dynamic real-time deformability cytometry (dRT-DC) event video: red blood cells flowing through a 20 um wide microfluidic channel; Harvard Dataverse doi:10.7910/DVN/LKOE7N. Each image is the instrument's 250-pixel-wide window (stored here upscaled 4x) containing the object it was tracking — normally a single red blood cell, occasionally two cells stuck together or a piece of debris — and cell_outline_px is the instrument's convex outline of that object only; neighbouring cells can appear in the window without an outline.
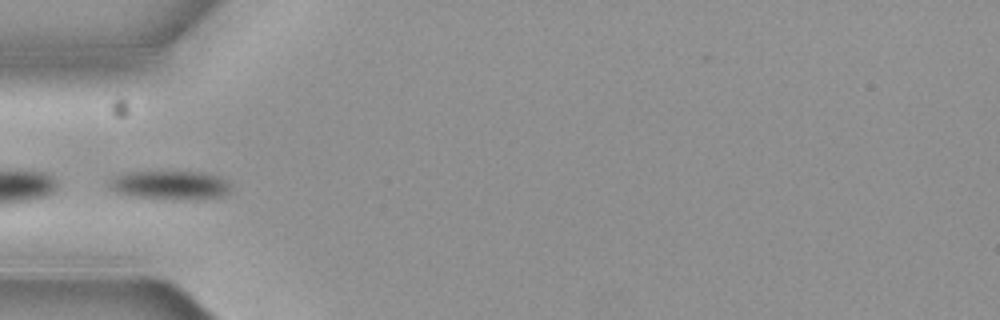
{"species": "common noctule bat (a hibernating species)", "species_latin": "Nyctalus noctula", "temperature_condition": "cold", "stored_images_in_passage": 7, "camera_frame_rate_fps": 3000, "um_per_image_px": 0.085, "animal": {"sex": "female", "body_mass_g": 19.3, "forearm_length_mm": 54.1}, "frame": {"image": 1, "passage_image": 5, "time_ms": 1.333, "image_size_px": [1000, 320], "cell_outline_px": [[232, 188], [224, 196], [136, 196], [116, 192], [108, 188], [108, 180], [124, 172], [200, 172], [220, 176], [228, 180]], "centroid_in_image_um": [14.42, 15.66], "position_along_channel_um": 70.6, "area_um2": 19.19}}
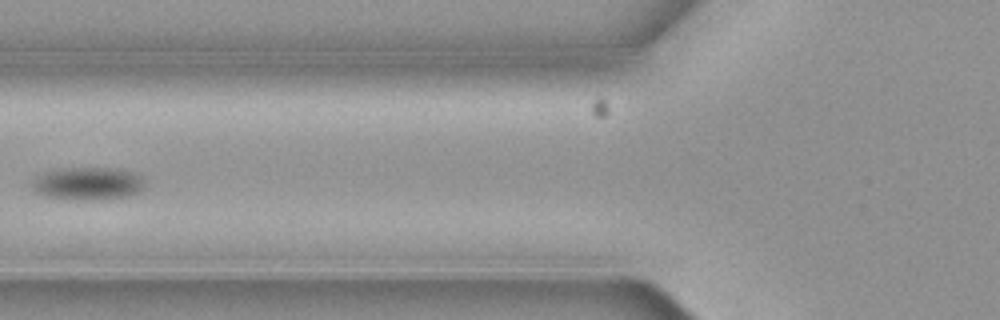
{"frame": {"image": 2, "passage_image": 6, "time_ms": 1.667, "image_size_px": [1000, 320], "cell_outline_px": [[144, 188], [140, 192], [128, 196], [96, 200], [84, 200], [44, 196], [36, 192], [32, 188], [32, 184], [44, 172], [60, 168], [112, 168], [132, 172], [140, 176], [144, 180]], "centroid_in_image_um": [7.51, 15.61], "position_along_channel_um": 118.3, "area_um2": 21.39}}
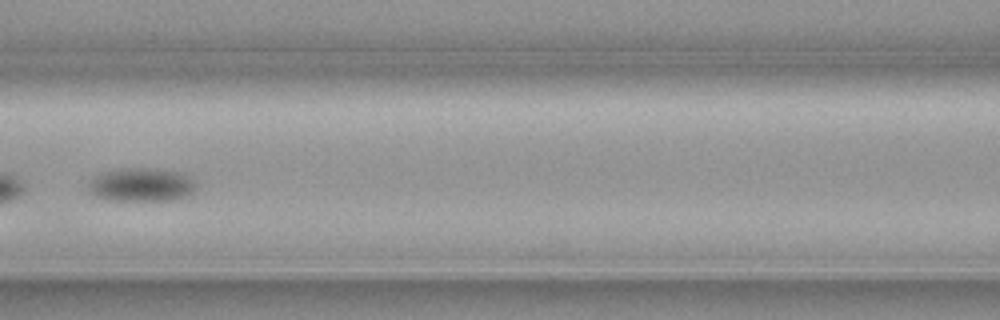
{"frame": {"image": 3, "passage_image": 7, "time_ms": 2.0, "image_size_px": [1000, 320], "cell_outline_px": [[196, 188], [192, 192], [176, 200], [108, 200], [96, 196], [88, 188], [88, 180], [96, 172], [116, 168], [160, 168], [180, 172], [188, 176], [196, 184]], "centroid_in_image_um": [11.96, 15.67], "position_along_channel_um": 154.6, "area_um2": 21.5}}